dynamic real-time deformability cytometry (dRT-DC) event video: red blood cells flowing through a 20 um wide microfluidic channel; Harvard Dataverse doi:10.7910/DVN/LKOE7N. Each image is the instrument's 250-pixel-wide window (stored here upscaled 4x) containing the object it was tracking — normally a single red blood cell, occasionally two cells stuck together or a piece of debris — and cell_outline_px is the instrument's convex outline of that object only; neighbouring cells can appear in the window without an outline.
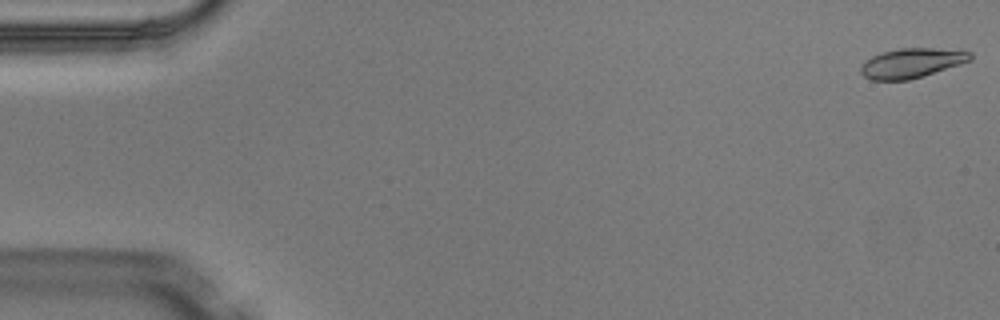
{"species": "Egyptian fruit bat (a non-hibernating species)", "species_latin": "Rousettus aegyptiacus", "temperature_condition": "warm", "stored_images_in_passage": 4, "camera_frame_rate_fps": 3000, "um_per_image_px": 0.085, "animal": {"sex": "male"}, "frame": {"image": 1, "passage_image": 1, "time_ms": 0.0, "image_size_px": [1000, 320], "cell_outline_px": [[972, 60], [924, 76], [908, 80], [872, 80], [864, 76], [860, 72], [860, 68], [864, 60], [880, 52], [900, 48], [932, 48], [972, 52]], "centroid_in_image_um": [77.46, 5.36], "position_along_channel_um": 7.5, "area_um2": 18.96}}
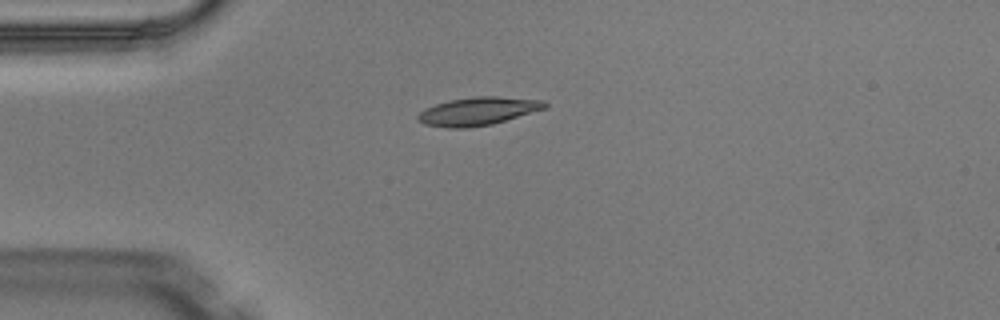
{"frame": {"image": 2, "passage_image": 4, "time_ms": 1.0, "image_size_px": [1000, 320], "cell_outline_px": [[548, 108], [492, 124], [468, 128], [448, 128], [424, 124], [416, 120], [416, 116], [424, 108], [436, 104], [452, 100], [472, 96], [496, 96], [544, 100], [548, 104]], "centroid_in_image_um": [40.64, 9.45], "position_along_channel_um": 44.4, "area_um2": 20.98}}